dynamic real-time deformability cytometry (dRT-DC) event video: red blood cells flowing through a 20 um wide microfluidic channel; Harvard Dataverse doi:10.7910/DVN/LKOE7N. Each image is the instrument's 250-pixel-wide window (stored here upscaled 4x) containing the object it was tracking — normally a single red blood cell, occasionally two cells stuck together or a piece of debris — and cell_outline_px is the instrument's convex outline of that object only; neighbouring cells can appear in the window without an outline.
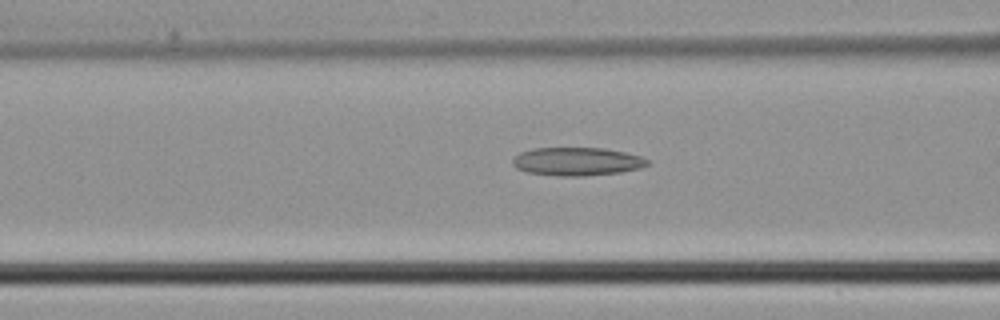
{"species": "common noctule bat (a hibernating species)", "species_latin": "Nyctalus noctula", "temperature_condition": "cold", "stored_images_in_passage": 15, "camera_frame_rate_fps": 3000, "um_per_image_px": 0.085, "animal": {"sex": "male", "body_mass_g": 21.5, "forearm_length_mm": 52.0}, "frame": {"image": 1, "passage_image": 13, "time_ms": 4.0, "image_size_px": [1000, 320], "cell_outline_px": [[648, 164], [640, 168], [620, 172], [584, 176], [560, 176], [528, 172], [516, 168], [512, 164], [512, 160], [520, 152], [532, 148], [604, 148], [624, 152], [640, 156], [648, 160]], "centroid_in_image_um": [49.02, 13.72], "position_along_channel_um": 117.6, "area_um2": 22.08}}